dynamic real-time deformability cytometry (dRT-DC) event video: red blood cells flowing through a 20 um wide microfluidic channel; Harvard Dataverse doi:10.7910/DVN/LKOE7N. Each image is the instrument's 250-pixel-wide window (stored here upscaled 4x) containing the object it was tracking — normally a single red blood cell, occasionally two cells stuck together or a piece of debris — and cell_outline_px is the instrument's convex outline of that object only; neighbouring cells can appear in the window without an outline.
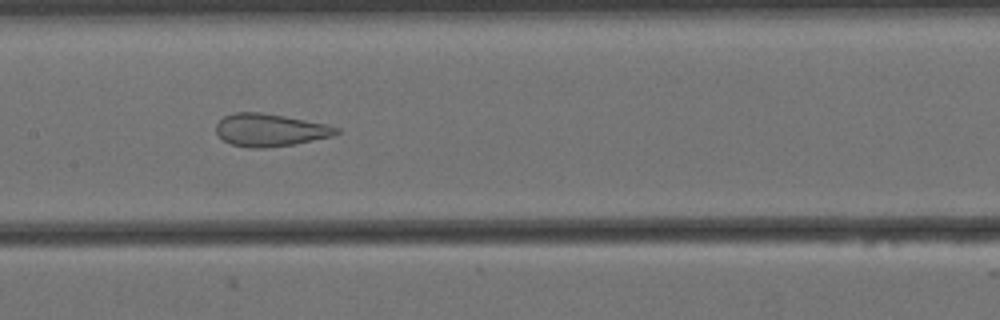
{"species": "Egyptian fruit bat (a non-hibernating species)", "species_latin": "Rousettus aegyptiacus", "temperature_condition": "cold", "stored_images_in_passage": 56, "camera_frame_rate_fps": 3000, "um_per_image_px": 0.085, "animal": {"sex": "female"}, "frame": {"image": 1, "passage_image": 26, "time_ms": 8.333, "image_size_px": [1000, 320], "cell_outline_px": [[340, 132], [332, 136], [292, 144], [264, 148], [248, 148], [232, 144], [224, 140], [216, 132], [216, 124], [224, 116], [232, 112], [260, 112], [284, 116], [324, 124], [340, 128]], "centroid_in_image_um": [22.92, 11.05], "position_along_channel_um": 184.5, "area_um2": 22.6}}
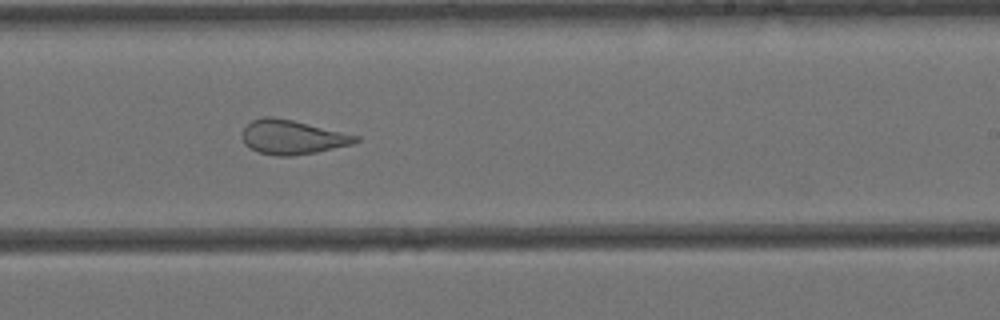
{"frame": {"image": 2, "passage_image": 33, "time_ms": 10.667, "image_size_px": [1000, 320], "cell_outline_px": [[360, 140], [352, 144], [316, 152], [292, 156], [276, 156], [260, 152], [244, 144], [240, 136], [240, 132], [252, 120], [264, 116], [272, 116], [292, 120], [360, 136]], "centroid_in_image_um": [24.81, 11.65], "position_along_channel_um": 264.2, "area_um2": 22.6}}
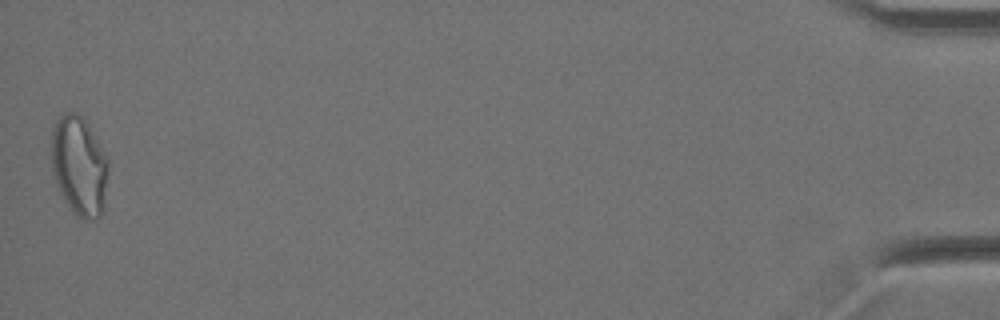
{"frame": {"image": 3, "passage_image": 56, "time_ms": 18.333, "image_size_px": [1000, 320], "cell_outline_px": [[108, 172], [104, 212], [100, 216], [88, 220], [84, 220], [76, 216], [68, 208], [60, 192], [52, 172], [52, 128], [56, 120], [64, 112], [76, 112], [88, 124], [108, 156]], "centroid_in_image_um": [6.75, 14.13], "position_along_channel_um": 428.5, "area_um2": 33.47}, "authors_computed_cell_mechanics": {"area_um2": 27.2816, "velocity_mm_per_s": 3.4473, "shape_relaxation_time_tau1_ms": null, "shape_relaxation_time_tau2_ms": 1.2318, "deformation_change_tau1": null, "deformation_change_tau2": 0.0887}}